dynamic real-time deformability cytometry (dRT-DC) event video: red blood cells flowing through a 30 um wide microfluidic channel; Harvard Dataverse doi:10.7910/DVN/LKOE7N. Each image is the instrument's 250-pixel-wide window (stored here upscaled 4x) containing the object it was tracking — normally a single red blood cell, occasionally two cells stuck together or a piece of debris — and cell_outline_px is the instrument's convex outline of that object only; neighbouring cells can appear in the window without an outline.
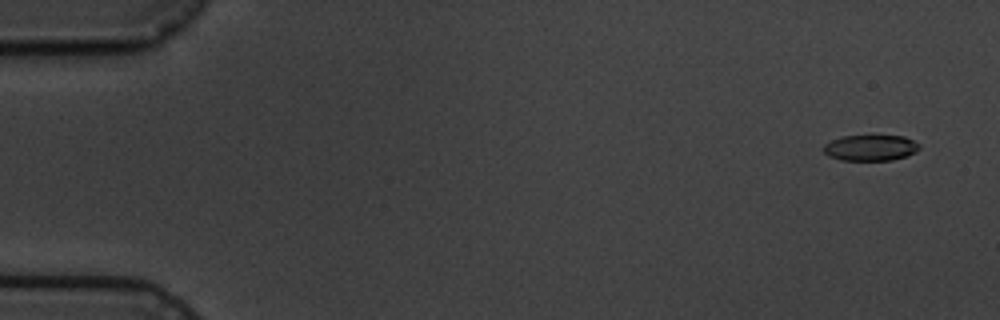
{"species": "common noctule bat (a hibernating species)", "species_latin": "Nyctalus noctula", "temperature_condition": "cold", "stored_images_in_passage": 5, "camera_frame_rate_fps": 3000, "um_per_image_px": 0.085, "animal": {"sex": "male", "body_mass_g": 19.5, "forearm_length_mm": 54.6}, "frame": {"image": 1, "passage_image": 1, "time_ms": 0.0, "image_size_px": [1000, 320], "cell_outline_px": [[920, 148], [916, 152], [908, 156], [892, 160], [840, 160], [828, 156], [824, 152], [824, 144], [840, 136], [904, 136], [920, 144]], "centroid_in_image_um": [74.01, 12.57], "position_along_channel_um": 11.0, "area_um2": 14.51}}
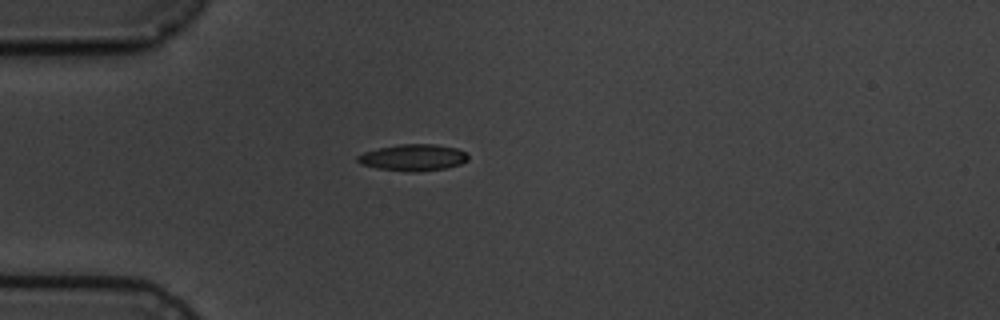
{"frame": {"image": 2, "passage_image": 5, "time_ms": 4.333, "image_size_px": [1000, 320], "cell_outline_px": [[468, 160], [460, 164], [444, 168], [416, 172], [412, 172], [376, 168], [360, 164], [356, 160], [356, 156], [364, 152], [380, 148], [400, 144], [436, 144], [456, 148], [464, 152], [468, 156]], "centroid_in_image_um": [35.09, 13.39], "position_along_channel_um": 49.9, "area_um2": 16.99}}